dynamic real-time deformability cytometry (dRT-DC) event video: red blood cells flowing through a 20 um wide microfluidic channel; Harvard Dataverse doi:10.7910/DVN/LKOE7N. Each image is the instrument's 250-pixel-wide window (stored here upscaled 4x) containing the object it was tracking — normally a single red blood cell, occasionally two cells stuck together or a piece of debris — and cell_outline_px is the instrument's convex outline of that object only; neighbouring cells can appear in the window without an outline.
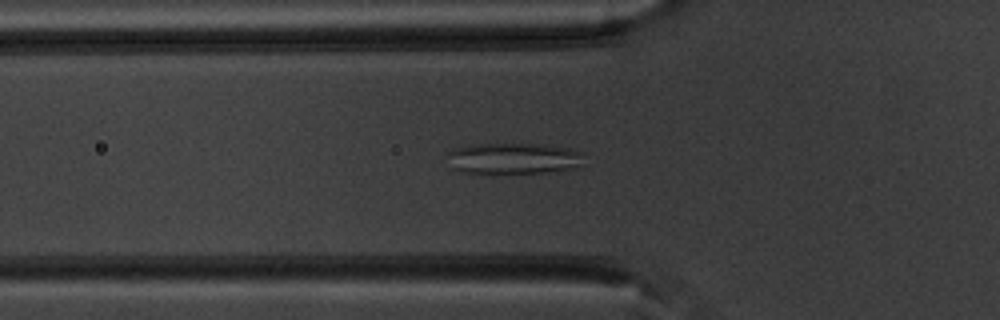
{"species": "common noctule bat (a hibernating species)", "species_latin": "Nyctalus noctula", "temperature_condition": "warm", "stored_images_in_passage": 52, "camera_frame_rate_fps": 3000, "um_per_image_px": 0.085, "animal": {"sex": "male", "body_mass_g": 20.1, "forearm_length_mm": 53.5}, "frame": {"image": 1, "passage_image": 18, "time_ms": 5.667, "image_size_px": [1000, 320], "cell_outline_px": [[584, 152], [576, 164], [568, 168], [548, 172], [464, 172], [452, 168], [448, 152], [452, 148], [476, 144], [536, 144], [568, 148]], "centroid_in_image_um": [43.57, 13.44], "position_along_channel_um": 82.2, "area_um2": 23.87}}
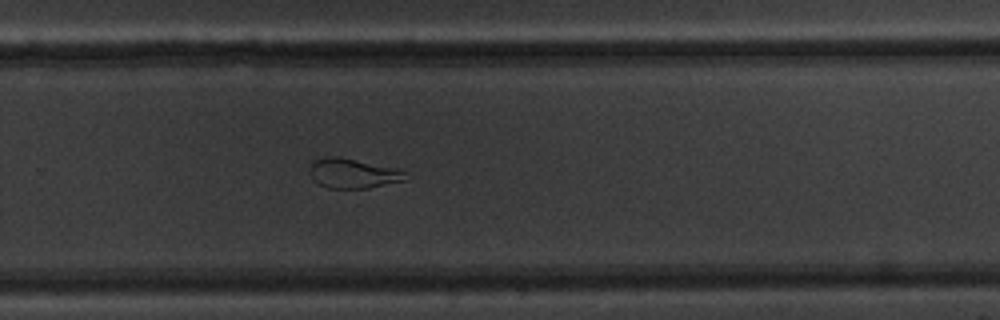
{"frame": {"image": 2, "passage_image": 35, "time_ms": 11.333, "image_size_px": [1000, 320], "cell_outline_px": [[408, 180], [368, 188], [328, 188], [316, 184], [312, 180], [308, 172], [308, 168], [316, 160], [324, 156], [340, 156], [400, 168], [404, 172]], "centroid_in_image_um": [29.99, 14.73], "position_along_channel_um": 299.8, "area_um2": 17.11}}
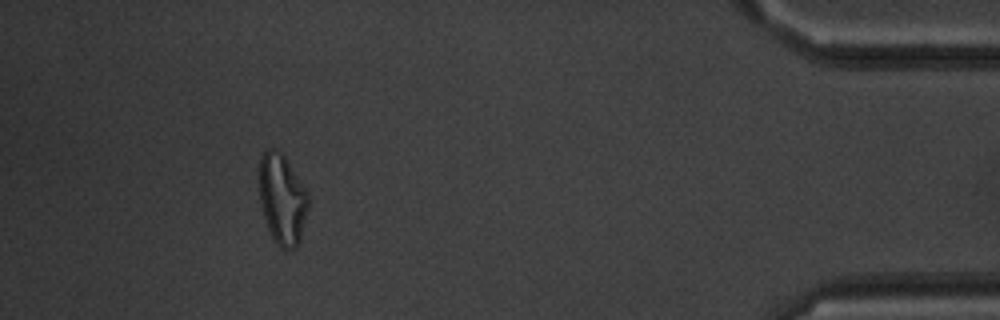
{"frame": {"image": 3, "passage_image": 48, "time_ms": 15.667, "image_size_px": [1000, 320], "cell_outline_px": [[308, 208], [300, 240], [296, 248], [280, 248], [276, 244], [268, 228], [264, 216], [260, 200], [260, 156], [264, 148], [272, 148], [280, 152], [284, 156], [308, 192]], "centroid_in_image_um": [23.99, 16.92], "position_along_channel_um": 411.2, "area_um2": 25.61}, "authors_computed_cell_mechanics": {"area_um2": 24.6806, "velocity_mm_per_s": 3.8308, "shape_relaxation_time_tau1_ms": null, "shape_relaxation_time_tau2_ms": 1.5921, "deformation_change_tau1": null, "deformation_change_tau2": 0.0955}}